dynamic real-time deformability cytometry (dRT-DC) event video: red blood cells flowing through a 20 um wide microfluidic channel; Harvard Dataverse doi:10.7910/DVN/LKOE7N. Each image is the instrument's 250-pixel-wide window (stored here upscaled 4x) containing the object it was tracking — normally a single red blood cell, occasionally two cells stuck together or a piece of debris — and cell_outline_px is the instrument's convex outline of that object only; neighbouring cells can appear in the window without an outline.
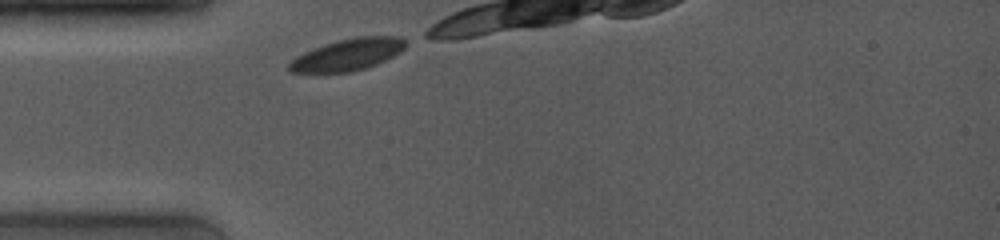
{"species": "common noctule bat (a hibernating species)", "species_latin": "Nyctalus noctula", "temperature_condition": "room temperature", "stored_images_in_passage": 7, "camera_frame_rate_fps": 4000, "um_per_image_px": 0.085, "animal": {"sex": "female", "body_mass_g": 19.0, "forearm_length_mm": 53.3}, "frame": {"image": 1, "passage_image": 1, "time_ms": 0.0, "image_size_px": [1000, 240], "cell_outline_px": [[404, 48], [400, 52], [376, 64], [352, 72], [292, 72], [288, 68], [288, 64], [296, 56], [312, 48], [324, 44], [356, 36], [400, 36], [404, 40]], "centroid_in_image_um": [29.54, 4.63], "position_along_channel_um": 55.5, "area_um2": 21.27}}
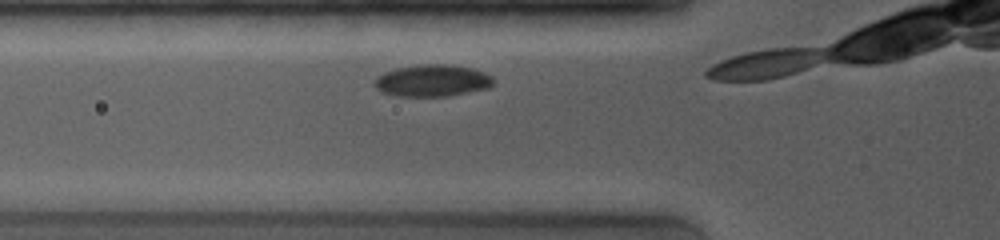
{"frame": {"image": 2, "passage_image": 5, "time_ms": 1.0, "image_size_px": [1000, 240], "cell_outline_px": [[492, 84], [488, 88], [448, 96], [396, 96], [380, 92], [372, 84], [376, 76], [384, 72], [396, 68], [424, 64], [448, 64], [472, 68], [484, 72], [492, 76]], "centroid_in_image_um": [36.69, 6.85], "position_along_channel_um": 89.1, "area_um2": 22.2}}